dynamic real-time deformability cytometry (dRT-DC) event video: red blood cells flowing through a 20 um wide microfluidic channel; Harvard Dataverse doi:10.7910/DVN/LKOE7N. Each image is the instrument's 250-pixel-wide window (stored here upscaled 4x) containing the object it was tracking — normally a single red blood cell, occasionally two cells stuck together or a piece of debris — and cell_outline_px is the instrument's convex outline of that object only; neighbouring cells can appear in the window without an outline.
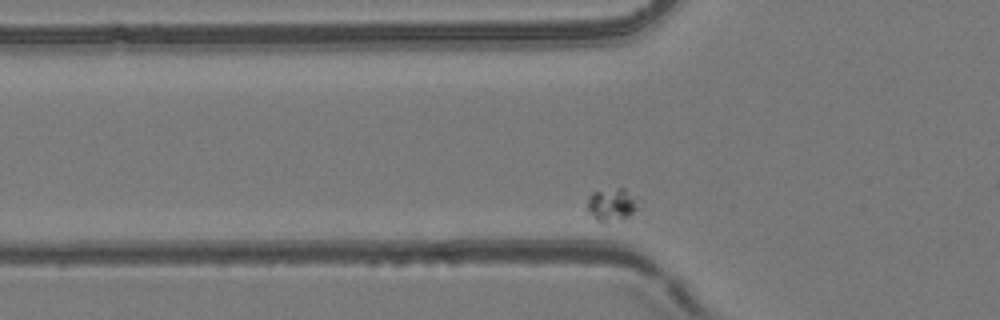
{"species": "common noctule bat (a hibernating species)", "species_latin": "Nyctalus noctula", "temperature_condition": "room temperature", "stored_images_in_passage": 37, "camera_frame_rate_fps": 3000, "um_per_image_px": 0.085, "animal": {"sex": "female", "body_mass_g": 24.6, "forearm_length_mm": 56.2}, "frame": {"image": 1, "passage_image": 7, "time_ms": 2.0, "image_size_px": [1000, 320], "cell_outline_px": [[644, 200], [628, 216], [604, 224], [596, 220], [588, 212], [588, 196], [592, 192], [616, 188], [624, 188]], "centroid_in_image_um": [52.05, 17.38], "position_along_channel_um": 73.8, "area_um2": 10.06}}
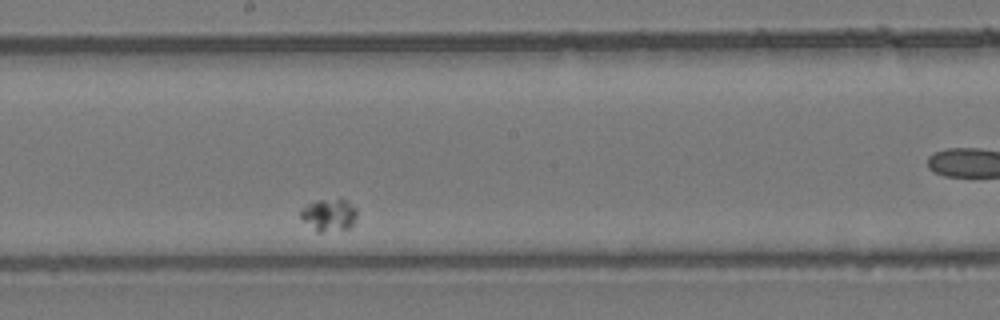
{"frame": {"image": 2, "passage_image": 21, "time_ms": 6.667, "image_size_px": [1000, 320], "cell_outline_px": [[356, 220], [352, 228], [320, 232], [316, 232], [300, 216], [300, 208], [316, 200], [348, 200], [356, 208]], "centroid_in_image_um": [27.99, 18.28], "position_along_channel_um": 220.2, "area_um2": 10.64}}
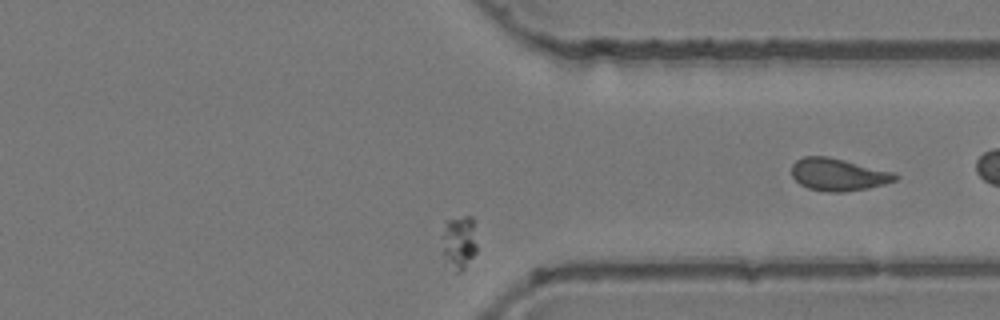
{"frame": {"image": 3, "passage_image": 35, "time_ms": 11.333, "image_size_px": [1000, 320], "cell_outline_px": [[476, 252], [464, 268], [460, 272], [456, 272], [444, 256], [444, 220], [464, 216], [472, 216], [476, 244]], "centroid_in_image_um": [39.04, 20.55], "position_along_channel_um": 372.4, "area_um2": 10.46}}